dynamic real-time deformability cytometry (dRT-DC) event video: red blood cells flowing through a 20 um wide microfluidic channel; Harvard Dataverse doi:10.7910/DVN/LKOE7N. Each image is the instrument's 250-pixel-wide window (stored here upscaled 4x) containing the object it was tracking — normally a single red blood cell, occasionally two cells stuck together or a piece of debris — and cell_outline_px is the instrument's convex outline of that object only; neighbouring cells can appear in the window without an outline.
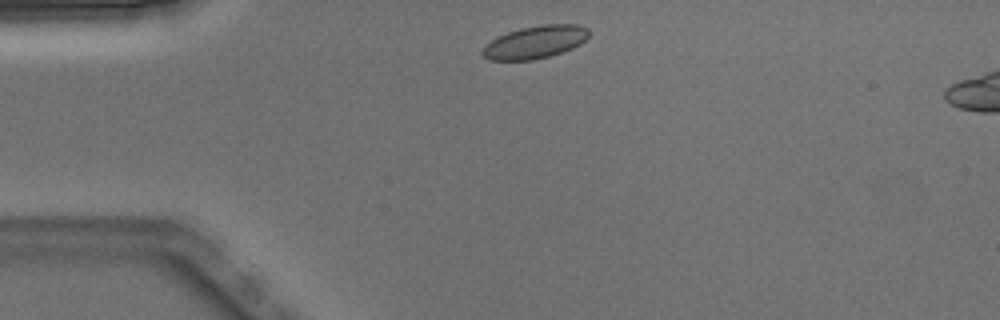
{"species": "Egyptian fruit bat (a non-hibernating species)", "species_latin": "Rousettus aegyptiacus", "temperature_condition": "warm", "stored_images_in_passage": 2, "camera_frame_rate_fps": 3000, "um_per_image_px": 0.085, "animal": {"sex": "male"}, "frame": {"image": 1, "passage_image": 1, "time_ms": 0.0, "image_size_px": [1000, 320], "cell_outline_px": [[588, 36], [580, 44], [572, 48], [548, 56], [532, 60], [488, 60], [480, 52], [484, 44], [508, 32], [520, 28], [544, 24], [576, 24], [588, 28]], "centroid_in_image_um": [45.46, 3.58], "position_along_channel_um": 39.5, "area_um2": 20.11}}